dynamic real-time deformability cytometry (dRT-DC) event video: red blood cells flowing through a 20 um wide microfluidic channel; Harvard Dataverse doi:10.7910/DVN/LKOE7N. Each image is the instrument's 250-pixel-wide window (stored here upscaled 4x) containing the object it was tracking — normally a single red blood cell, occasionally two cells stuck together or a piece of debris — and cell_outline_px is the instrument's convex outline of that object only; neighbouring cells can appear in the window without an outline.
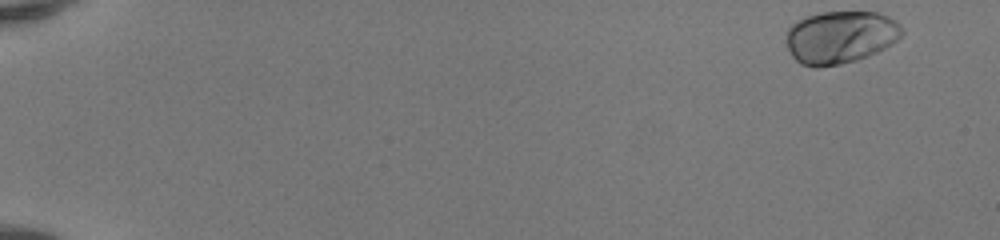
{"species": "human", "species_latin": "Homo sapiens", "temperature_condition": "room temperature", "stored_images_in_passage": 49, "camera_frame_rate_fps": 3000, "um_per_image_px": 0.085, "donor": {"sex": "female"}, "frame": {"image": 1, "passage_image": 1, "time_ms": 0.0, "image_size_px": [1000, 240], "cell_outline_px": [[904, 32], [892, 44], [868, 56], [856, 60], [840, 64], [816, 68], [800, 64], [792, 56], [784, 40], [784, 36], [788, 28], [792, 24], [808, 16], [820, 12], [876, 12], [888, 16], [896, 20], [904, 28]], "centroid_in_image_um": [71.42, 3.16], "position_along_channel_um": 13.6, "area_um2": 35.78}}
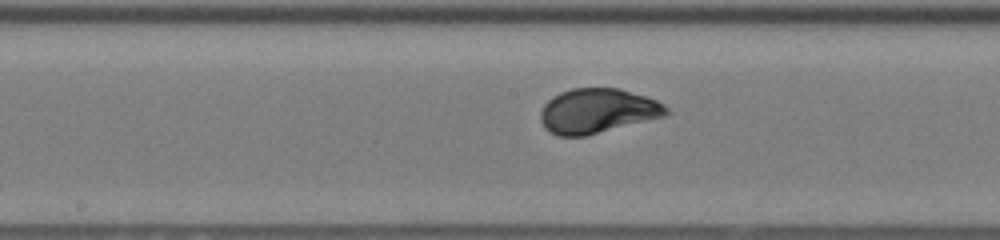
{"frame": {"image": 2, "passage_image": 27, "time_ms": 8.667, "image_size_px": [1000, 240], "cell_outline_px": [[672, 112], [664, 116], [584, 136], [556, 136], [548, 132], [544, 128], [540, 120], [540, 112], [544, 104], [552, 96], [560, 92], [572, 88], [620, 88], [656, 100], [664, 104]], "centroid_in_image_um": [50.75, 9.43], "position_along_channel_um": 197.5, "area_um2": 32.77}}
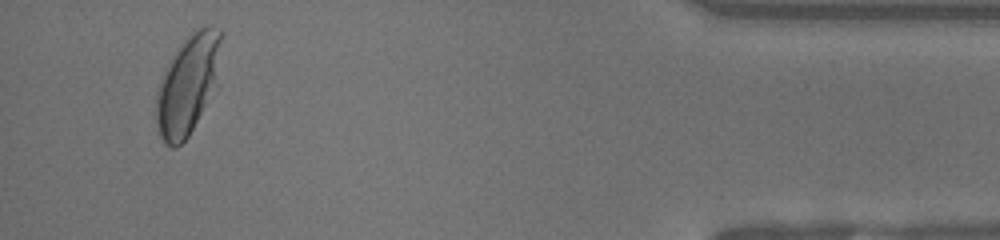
{"frame": {"image": 3, "passage_image": 47, "time_ms": 15.333, "image_size_px": [1000, 240], "cell_outline_px": [[224, 32], [212, 80], [204, 104], [188, 136], [176, 148], [172, 148], [164, 144], [160, 136], [156, 120], [156, 100], [160, 80], [164, 72], [180, 44], [188, 32], [196, 28], [220, 28]], "centroid_in_image_um": [15.88, 7.17], "position_along_channel_um": 419.3, "area_um2": 35.66}, "authors_computed_cell_mechanics": {"area_um2": 32.7726, "velocity_mm_per_s": 4.1382, "shape_relaxation_time_tau1_ms": 2.2335, "shape_relaxation_time_tau2_ms": null, "deformation_change_tau1": 0.137, "deformation_change_tau2": null}}